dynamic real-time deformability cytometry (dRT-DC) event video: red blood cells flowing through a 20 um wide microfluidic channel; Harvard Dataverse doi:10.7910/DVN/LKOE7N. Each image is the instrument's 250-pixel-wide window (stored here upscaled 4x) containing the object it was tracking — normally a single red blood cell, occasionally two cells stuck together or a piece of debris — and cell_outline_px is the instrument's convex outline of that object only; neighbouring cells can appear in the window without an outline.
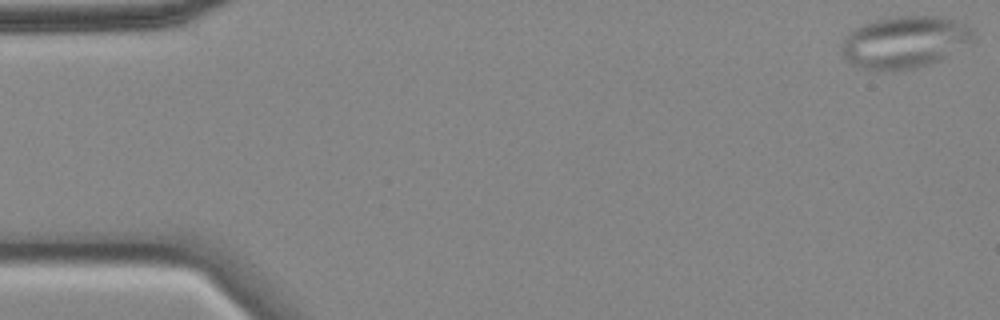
{"species": "common noctule bat (a hibernating species)", "species_latin": "Nyctalus noctula", "temperature_condition": "cold", "stored_images_in_passage": 14, "camera_frame_rate_fps": 3000, "um_per_image_px": 0.085, "animal": {"sex": "female", "body_mass_g": 18.4}, "frame": {"image": 1, "passage_image": 1, "time_ms": 0.0, "image_size_px": [1000, 320], "cell_outline_px": [[972, 40], [940, 60], [916, 68], [892, 72], [876, 72], [852, 64], [840, 52], [840, 44], [844, 36], [856, 28], [864, 24], [876, 20], [896, 16], [940, 16], [956, 20], [964, 24], [972, 32]], "centroid_in_image_um": [76.81, 3.6], "position_along_channel_um": 8.2, "area_um2": 39.94}}